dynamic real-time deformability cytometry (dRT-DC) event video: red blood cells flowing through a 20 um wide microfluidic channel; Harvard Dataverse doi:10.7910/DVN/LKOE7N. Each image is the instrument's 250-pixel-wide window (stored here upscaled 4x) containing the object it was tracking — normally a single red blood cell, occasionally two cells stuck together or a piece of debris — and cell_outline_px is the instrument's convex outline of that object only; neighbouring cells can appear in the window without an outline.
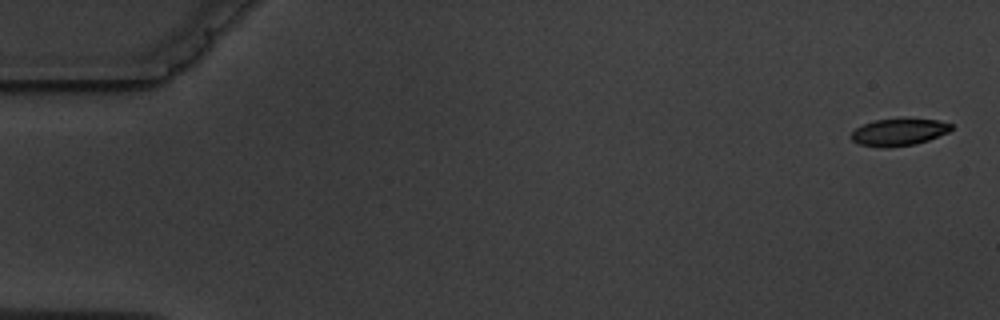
{"species": "common noctule bat (a hibernating species)", "species_latin": "Nyctalus noctula", "temperature_condition": "warm", "stored_images_in_passage": 6, "segment_of_instrument_passage": [1, 2], "camera_frame_rate_fps": 3000, "um_per_image_px": 0.085, "animal": {"sex": "male", "body_mass_g": 19.5, "forearm_length_mm": 54.6}, "frame": {"image": 1, "passage_image": 1, "time_ms": 0.0, "image_size_px": [1000, 320], "cell_outline_px": [[952, 128], [948, 132], [928, 140], [916, 144], [888, 148], [884, 148], [860, 144], [852, 140], [852, 132], [856, 128], [864, 124], [876, 120], [936, 120], [952, 124]], "centroid_in_image_um": [76.39, 11.26], "position_along_channel_um": 8.6, "area_um2": 15.32}}
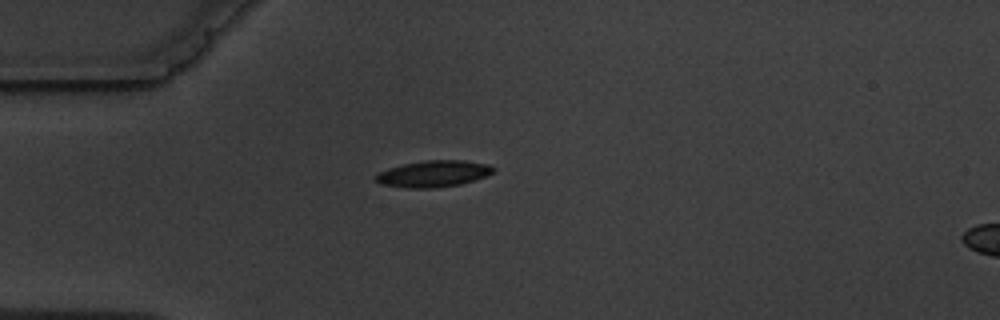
{"frame": {"image": 2, "passage_image": 5, "time_ms": 4.667, "image_size_px": [1000, 320], "cell_outline_px": [[496, 168], [492, 172], [484, 176], [460, 184], [436, 188], [408, 188], [380, 184], [376, 180], [376, 176], [380, 172], [388, 168], [404, 164], [424, 160], [464, 160], [488, 164]], "centroid_in_image_um": [36.84, 14.76], "position_along_channel_um": 48.2, "area_um2": 17.98}}